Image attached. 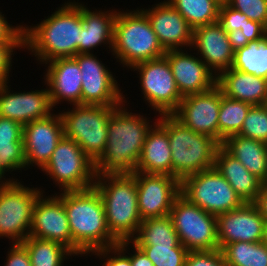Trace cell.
<instances>
[{"mask_svg": "<svg viewBox=\"0 0 267 266\" xmlns=\"http://www.w3.org/2000/svg\"><path fill=\"white\" fill-rule=\"evenodd\" d=\"M241 32L248 42H251L263 38L267 33V28L260 22L250 20Z\"/></svg>", "mask_w": 267, "mask_h": 266, "instance_id": "46", "label": "cell"}, {"mask_svg": "<svg viewBox=\"0 0 267 266\" xmlns=\"http://www.w3.org/2000/svg\"><path fill=\"white\" fill-rule=\"evenodd\" d=\"M225 2L245 14L249 20L260 22L267 28V0H226Z\"/></svg>", "mask_w": 267, "mask_h": 266, "instance_id": "38", "label": "cell"}, {"mask_svg": "<svg viewBox=\"0 0 267 266\" xmlns=\"http://www.w3.org/2000/svg\"><path fill=\"white\" fill-rule=\"evenodd\" d=\"M55 194L63 201L76 256L88 258L95 250L119 243L108 229L104 205L94 187Z\"/></svg>", "mask_w": 267, "mask_h": 266, "instance_id": "3", "label": "cell"}, {"mask_svg": "<svg viewBox=\"0 0 267 266\" xmlns=\"http://www.w3.org/2000/svg\"><path fill=\"white\" fill-rule=\"evenodd\" d=\"M131 71L139 76L141 94L145 104L158 115L173 114L182 96L178 90L171 66L165 56L134 65Z\"/></svg>", "mask_w": 267, "mask_h": 266, "instance_id": "12", "label": "cell"}, {"mask_svg": "<svg viewBox=\"0 0 267 266\" xmlns=\"http://www.w3.org/2000/svg\"><path fill=\"white\" fill-rule=\"evenodd\" d=\"M130 241L136 246H177L180 243L169 215L142 220Z\"/></svg>", "mask_w": 267, "mask_h": 266, "instance_id": "30", "label": "cell"}, {"mask_svg": "<svg viewBox=\"0 0 267 266\" xmlns=\"http://www.w3.org/2000/svg\"><path fill=\"white\" fill-rule=\"evenodd\" d=\"M22 244L29 253L32 266H64L66 260L76 258L69 248L57 241L28 236Z\"/></svg>", "mask_w": 267, "mask_h": 266, "instance_id": "31", "label": "cell"}, {"mask_svg": "<svg viewBox=\"0 0 267 266\" xmlns=\"http://www.w3.org/2000/svg\"><path fill=\"white\" fill-rule=\"evenodd\" d=\"M43 73L53 108L62 102L71 105L81 104L82 75L78 62L72 58H58L44 63ZM65 101V102H64Z\"/></svg>", "mask_w": 267, "mask_h": 266, "instance_id": "23", "label": "cell"}, {"mask_svg": "<svg viewBox=\"0 0 267 266\" xmlns=\"http://www.w3.org/2000/svg\"><path fill=\"white\" fill-rule=\"evenodd\" d=\"M93 187L102 199L110 233L118 241H130L142 222L134 174L96 176Z\"/></svg>", "mask_w": 267, "mask_h": 266, "instance_id": "5", "label": "cell"}, {"mask_svg": "<svg viewBox=\"0 0 267 266\" xmlns=\"http://www.w3.org/2000/svg\"><path fill=\"white\" fill-rule=\"evenodd\" d=\"M23 146V125L0 116V175L8 182H19L9 173L27 170ZM20 170V171H18ZM8 173V174H7ZM6 175V176H5ZM7 177V178H6Z\"/></svg>", "mask_w": 267, "mask_h": 266, "instance_id": "27", "label": "cell"}, {"mask_svg": "<svg viewBox=\"0 0 267 266\" xmlns=\"http://www.w3.org/2000/svg\"><path fill=\"white\" fill-rule=\"evenodd\" d=\"M227 36H228V40L231 44V47L234 51L246 46L249 43L248 40L243 36L241 29H238V30L232 31V32H228Z\"/></svg>", "mask_w": 267, "mask_h": 266, "instance_id": "48", "label": "cell"}, {"mask_svg": "<svg viewBox=\"0 0 267 266\" xmlns=\"http://www.w3.org/2000/svg\"><path fill=\"white\" fill-rule=\"evenodd\" d=\"M254 203L258 207L262 217L267 222V182L262 184L257 200Z\"/></svg>", "mask_w": 267, "mask_h": 266, "instance_id": "47", "label": "cell"}, {"mask_svg": "<svg viewBox=\"0 0 267 266\" xmlns=\"http://www.w3.org/2000/svg\"><path fill=\"white\" fill-rule=\"evenodd\" d=\"M111 53L120 66L128 69L165 55L150 21L139 7L133 11L118 9Z\"/></svg>", "mask_w": 267, "mask_h": 266, "instance_id": "6", "label": "cell"}, {"mask_svg": "<svg viewBox=\"0 0 267 266\" xmlns=\"http://www.w3.org/2000/svg\"><path fill=\"white\" fill-rule=\"evenodd\" d=\"M8 181L0 175V188H2Z\"/></svg>", "mask_w": 267, "mask_h": 266, "instance_id": "50", "label": "cell"}, {"mask_svg": "<svg viewBox=\"0 0 267 266\" xmlns=\"http://www.w3.org/2000/svg\"><path fill=\"white\" fill-rule=\"evenodd\" d=\"M22 48L23 44H0V84L10 81V72L14 65L12 59L16 50Z\"/></svg>", "mask_w": 267, "mask_h": 266, "instance_id": "42", "label": "cell"}, {"mask_svg": "<svg viewBox=\"0 0 267 266\" xmlns=\"http://www.w3.org/2000/svg\"><path fill=\"white\" fill-rule=\"evenodd\" d=\"M237 135L267 143V104L250 107Z\"/></svg>", "mask_w": 267, "mask_h": 266, "instance_id": "37", "label": "cell"}, {"mask_svg": "<svg viewBox=\"0 0 267 266\" xmlns=\"http://www.w3.org/2000/svg\"><path fill=\"white\" fill-rule=\"evenodd\" d=\"M221 104V89H212L183 97L173 115L186 127L196 133L214 138L220 144L224 139L219 135L218 115Z\"/></svg>", "mask_w": 267, "mask_h": 266, "instance_id": "14", "label": "cell"}, {"mask_svg": "<svg viewBox=\"0 0 267 266\" xmlns=\"http://www.w3.org/2000/svg\"><path fill=\"white\" fill-rule=\"evenodd\" d=\"M185 266H227L220 249L189 251Z\"/></svg>", "mask_w": 267, "mask_h": 266, "instance_id": "41", "label": "cell"}, {"mask_svg": "<svg viewBox=\"0 0 267 266\" xmlns=\"http://www.w3.org/2000/svg\"><path fill=\"white\" fill-rule=\"evenodd\" d=\"M217 218L219 249L234 242H262L265 219L255 203H244L235 210L221 213Z\"/></svg>", "mask_w": 267, "mask_h": 266, "instance_id": "20", "label": "cell"}, {"mask_svg": "<svg viewBox=\"0 0 267 266\" xmlns=\"http://www.w3.org/2000/svg\"><path fill=\"white\" fill-rule=\"evenodd\" d=\"M140 9L146 14L165 52L191 48L193 28L168 1L163 0L154 3L151 8L148 5V8Z\"/></svg>", "mask_w": 267, "mask_h": 266, "instance_id": "19", "label": "cell"}, {"mask_svg": "<svg viewBox=\"0 0 267 266\" xmlns=\"http://www.w3.org/2000/svg\"><path fill=\"white\" fill-rule=\"evenodd\" d=\"M220 250L227 266H267V247L262 242H234Z\"/></svg>", "mask_w": 267, "mask_h": 266, "instance_id": "34", "label": "cell"}, {"mask_svg": "<svg viewBox=\"0 0 267 266\" xmlns=\"http://www.w3.org/2000/svg\"><path fill=\"white\" fill-rule=\"evenodd\" d=\"M4 266H32L29 253L22 243H9Z\"/></svg>", "mask_w": 267, "mask_h": 266, "instance_id": "44", "label": "cell"}, {"mask_svg": "<svg viewBox=\"0 0 267 266\" xmlns=\"http://www.w3.org/2000/svg\"><path fill=\"white\" fill-rule=\"evenodd\" d=\"M195 29L219 20L221 0H166Z\"/></svg>", "mask_w": 267, "mask_h": 266, "instance_id": "33", "label": "cell"}, {"mask_svg": "<svg viewBox=\"0 0 267 266\" xmlns=\"http://www.w3.org/2000/svg\"><path fill=\"white\" fill-rule=\"evenodd\" d=\"M249 21V18L245 14L230 7L226 2L221 3L218 22L227 33L238 29L243 30V27Z\"/></svg>", "mask_w": 267, "mask_h": 266, "instance_id": "39", "label": "cell"}, {"mask_svg": "<svg viewBox=\"0 0 267 266\" xmlns=\"http://www.w3.org/2000/svg\"><path fill=\"white\" fill-rule=\"evenodd\" d=\"M252 105L223 95L218 115L219 135L225 140L227 137L240 132L244 119Z\"/></svg>", "mask_w": 267, "mask_h": 266, "instance_id": "35", "label": "cell"}, {"mask_svg": "<svg viewBox=\"0 0 267 266\" xmlns=\"http://www.w3.org/2000/svg\"><path fill=\"white\" fill-rule=\"evenodd\" d=\"M221 146L250 173L267 182V143L236 134L227 137Z\"/></svg>", "mask_w": 267, "mask_h": 266, "instance_id": "29", "label": "cell"}, {"mask_svg": "<svg viewBox=\"0 0 267 266\" xmlns=\"http://www.w3.org/2000/svg\"><path fill=\"white\" fill-rule=\"evenodd\" d=\"M180 194L215 216L245 203L215 167L184 178L180 182Z\"/></svg>", "mask_w": 267, "mask_h": 266, "instance_id": "10", "label": "cell"}, {"mask_svg": "<svg viewBox=\"0 0 267 266\" xmlns=\"http://www.w3.org/2000/svg\"><path fill=\"white\" fill-rule=\"evenodd\" d=\"M262 243L267 247V222L264 225V232H263Z\"/></svg>", "mask_w": 267, "mask_h": 266, "instance_id": "49", "label": "cell"}, {"mask_svg": "<svg viewBox=\"0 0 267 266\" xmlns=\"http://www.w3.org/2000/svg\"><path fill=\"white\" fill-rule=\"evenodd\" d=\"M191 49L200 55L199 58L216 76L233 65L235 51L228 40L227 32L219 22L193 29Z\"/></svg>", "mask_w": 267, "mask_h": 266, "instance_id": "22", "label": "cell"}, {"mask_svg": "<svg viewBox=\"0 0 267 266\" xmlns=\"http://www.w3.org/2000/svg\"><path fill=\"white\" fill-rule=\"evenodd\" d=\"M128 99L124 98V103L110 116L106 149L95 163L96 176L132 175L146 136L158 120L156 117L152 122L146 114L128 110Z\"/></svg>", "mask_w": 267, "mask_h": 266, "instance_id": "2", "label": "cell"}, {"mask_svg": "<svg viewBox=\"0 0 267 266\" xmlns=\"http://www.w3.org/2000/svg\"><path fill=\"white\" fill-rule=\"evenodd\" d=\"M151 260L154 266H185L188 250L177 246H137Z\"/></svg>", "mask_w": 267, "mask_h": 266, "instance_id": "36", "label": "cell"}, {"mask_svg": "<svg viewBox=\"0 0 267 266\" xmlns=\"http://www.w3.org/2000/svg\"><path fill=\"white\" fill-rule=\"evenodd\" d=\"M29 236L57 241L74 253V241L63 201L55 193L48 196L42 193L38 197L33 208Z\"/></svg>", "mask_w": 267, "mask_h": 266, "instance_id": "18", "label": "cell"}, {"mask_svg": "<svg viewBox=\"0 0 267 266\" xmlns=\"http://www.w3.org/2000/svg\"><path fill=\"white\" fill-rule=\"evenodd\" d=\"M0 10V44H23V24H9Z\"/></svg>", "mask_w": 267, "mask_h": 266, "instance_id": "43", "label": "cell"}, {"mask_svg": "<svg viewBox=\"0 0 267 266\" xmlns=\"http://www.w3.org/2000/svg\"><path fill=\"white\" fill-rule=\"evenodd\" d=\"M22 182H7L0 188V238L10 243H22L29 236L34 205L45 193Z\"/></svg>", "mask_w": 267, "mask_h": 266, "instance_id": "9", "label": "cell"}, {"mask_svg": "<svg viewBox=\"0 0 267 266\" xmlns=\"http://www.w3.org/2000/svg\"><path fill=\"white\" fill-rule=\"evenodd\" d=\"M63 136V122L59 112L24 125L23 146L26 169L37 166V169L42 170Z\"/></svg>", "mask_w": 267, "mask_h": 266, "instance_id": "16", "label": "cell"}, {"mask_svg": "<svg viewBox=\"0 0 267 266\" xmlns=\"http://www.w3.org/2000/svg\"><path fill=\"white\" fill-rule=\"evenodd\" d=\"M58 191L85 190L94 186L95 163L73 140L63 136L46 166L41 170Z\"/></svg>", "mask_w": 267, "mask_h": 266, "instance_id": "8", "label": "cell"}, {"mask_svg": "<svg viewBox=\"0 0 267 266\" xmlns=\"http://www.w3.org/2000/svg\"><path fill=\"white\" fill-rule=\"evenodd\" d=\"M216 85L223 95L251 105L267 104V79L233 69L217 76Z\"/></svg>", "mask_w": 267, "mask_h": 266, "instance_id": "25", "label": "cell"}, {"mask_svg": "<svg viewBox=\"0 0 267 266\" xmlns=\"http://www.w3.org/2000/svg\"><path fill=\"white\" fill-rule=\"evenodd\" d=\"M232 68L267 79V35L237 49Z\"/></svg>", "mask_w": 267, "mask_h": 266, "instance_id": "32", "label": "cell"}, {"mask_svg": "<svg viewBox=\"0 0 267 266\" xmlns=\"http://www.w3.org/2000/svg\"><path fill=\"white\" fill-rule=\"evenodd\" d=\"M157 122L167 131L172 156V176L180 182L189 175L210 169L221 144L214 138L196 133L173 114L157 115Z\"/></svg>", "mask_w": 267, "mask_h": 266, "instance_id": "4", "label": "cell"}, {"mask_svg": "<svg viewBox=\"0 0 267 266\" xmlns=\"http://www.w3.org/2000/svg\"><path fill=\"white\" fill-rule=\"evenodd\" d=\"M43 82L46 88L23 92L11 90L10 81L0 84V116L24 126L54 113L47 84L44 80Z\"/></svg>", "mask_w": 267, "mask_h": 266, "instance_id": "17", "label": "cell"}, {"mask_svg": "<svg viewBox=\"0 0 267 266\" xmlns=\"http://www.w3.org/2000/svg\"><path fill=\"white\" fill-rule=\"evenodd\" d=\"M192 51L191 48L170 50L164 55L171 66L174 80L182 97L206 92L216 85L217 76Z\"/></svg>", "mask_w": 267, "mask_h": 266, "instance_id": "21", "label": "cell"}, {"mask_svg": "<svg viewBox=\"0 0 267 266\" xmlns=\"http://www.w3.org/2000/svg\"><path fill=\"white\" fill-rule=\"evenodd\" d=\"M214 167L245 203H254L257 200L263 182L222 146L215 155Z\"/></svg>", "mask_w": 267, "mask_h": 266, "instance_id": "28", "label": "cell"}, {"mask_svg": "<svg viewBox=\"0 0 267 266\" xmlns=\"http://www.w3.org/2000/svg\"><path fill=\"white\" fill-rule=\"evenodd\" d=\"M118 245L129 255L132 266H154L146 254L131 241H119Z\"/></svg>", "mask_w": 267, "mask_h": 266, "instance_id": "45", "label": "cell"}, {"mask_svg": "<svg viewBox=\"0 0 267 266\" xmlns=\"http://www.w3.org/2000/svg\"><path fill=\"white\" fill-rule=\"evenodd\" d=\"M66 2L38 24H23V49L35 57L38 65L80 54L81 2Z\"/></svg>", "mask_w": 267, "mask_h": 266, "instance_id": "1", "label": "cell"}, {"mask_svg": "<svg viewBox=\"0 0 267 266\" xmlns=\"http://www.w3.org/2000/svg\"><path fill=\"white\" fill-rule=\"evenodd\" d=\"M118 107L78 104L59 110L64 136L73 139L96 163L105 152L110 116Z\"/></svg>", "mask_w": 267, "mask_h": 266, "instance_id": "7", "label": "cell"}, {"mask_svg": "<svg viewBox=\"0 0 267 266\" xmlns=\"http://www.w3.org/2000/svg\"><path fill=\"white\" fill-rule=\"evenodd\" d=\"M167 131L156 122L149 130L134 172L172 176V156Z\"/></svg>", "mask_w": 267, "mask_h": 266, "instance_id": "26", "label": "cell"}, {"mask_svg": "<svg viewBox=\"0 0 267 266\" xmlns=\"http://www.w3.org/2000/svg\"><path fill=\"white\" fill-rule=\"evenodd\" d=\"M99 9V10H97ZM95 8L89 9L85 3L81 2L82 29L80 37V54H90L103 45L112 51L114 22L118 10ZM95 10V11H94Z\"/></svg>", "mask_w": 267, "mask_h": 266, "instance_id": "24", "label": "cell"}, {"mask_svg": "<svg viewBox=\"0 0 267 266\" xmlns=\"http://www.w3.org/2000/svg\"><path fill=\"white\" fill-rule=\"evenodd\" d=\"M93 255L104 261H100L101 266H132L129 255L118 244L95 250L89 256Z\"/></svg>", "mask_w": 267, "mask_h": 266, "instance_id": "40", "label": "cell"}, {"mask_svg": "<svg viewBox=\"0 0 267 266\" xmlns=\"http://www.w3.org/2000/svg\"><path fill=\"white\" fill-rule=\"evenodd\" d=\"M82 75L81 104L121 106L124 98L116 75L93 54H78L73 57ZM106 65V66H105Z\"/></svg>", "mask_w": 267, "mask_h": 266, "instance_id": "13", "label": "cell"}, {"mask_svg": "<svg viewBox=\"0 0 267 266\" xmlns=\"http://www.w3.org/2000/svg\"><path fill=\"white\" fill-rule=\"evenodd\" d=\"M137 184L138 210L141 219L169 215L180 195V181L170 175L133 173Z\"/></svg>", "mask_w": 267, "mask_h": 266, "instance_id": "15", "label": "cell"}, {"mask_svg": "<svg viewBox=\"0 0 267 266\" xmlns=\"http://www.w3.org/2000/svg\"><path fill=\"white\" fill-rule=\"evenodd\" d=\"M169 216L178 234L180 243L188 251L219 249L217 218L197 205L190 203L181 194L175 199Z\"/></svg>", "mask_w": 267, "mask_h": 266, "instance_id": "11", "label": "cell"}]
</instances>
